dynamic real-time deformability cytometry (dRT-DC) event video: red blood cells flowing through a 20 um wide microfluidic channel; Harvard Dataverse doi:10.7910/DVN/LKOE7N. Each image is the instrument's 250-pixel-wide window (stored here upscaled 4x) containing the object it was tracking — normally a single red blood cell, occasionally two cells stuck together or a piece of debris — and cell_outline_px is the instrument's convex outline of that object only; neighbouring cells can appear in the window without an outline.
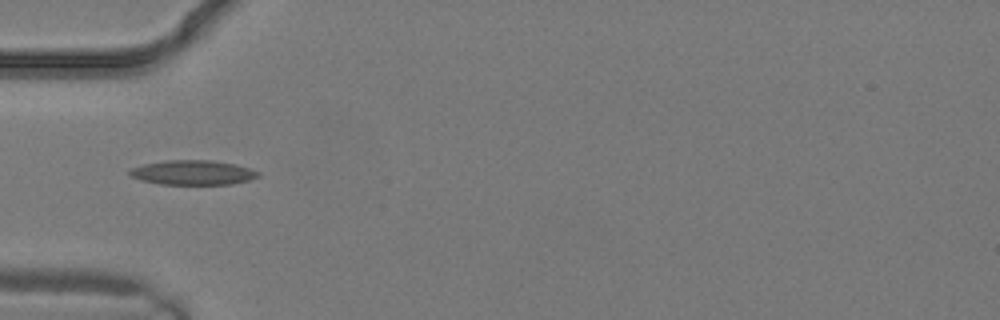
{"species": "common noctule bat (a hibernating species)", "species_latin": "Nyctalus noctula", "temperature_condition": "warm", "stored_images_in_passage": 2, "camera_frame_rate_fps": 3000, "um_per_image_px": 0.085, "animal": {"sex": "male", "body_mass_g": 19.2, "forearm_length_mm": 51.8}, "frame": {"image": 1, "passage_image": 2, "time_ms": 0.333, "image_size_px": [1000, 320], "cell_outline_px": [[260, 176], [248, 180], [232, 184], [160, 184], [140, 180], [128, 176], [128, 172], [132, 168], [144, 164], [164, 160], [208, 160], [236, 164], [260, 172]], "centroid_in_image_um": [16.36, 14.67], "position_along_channel_um": 68.6, "area_um2": 18.44}}